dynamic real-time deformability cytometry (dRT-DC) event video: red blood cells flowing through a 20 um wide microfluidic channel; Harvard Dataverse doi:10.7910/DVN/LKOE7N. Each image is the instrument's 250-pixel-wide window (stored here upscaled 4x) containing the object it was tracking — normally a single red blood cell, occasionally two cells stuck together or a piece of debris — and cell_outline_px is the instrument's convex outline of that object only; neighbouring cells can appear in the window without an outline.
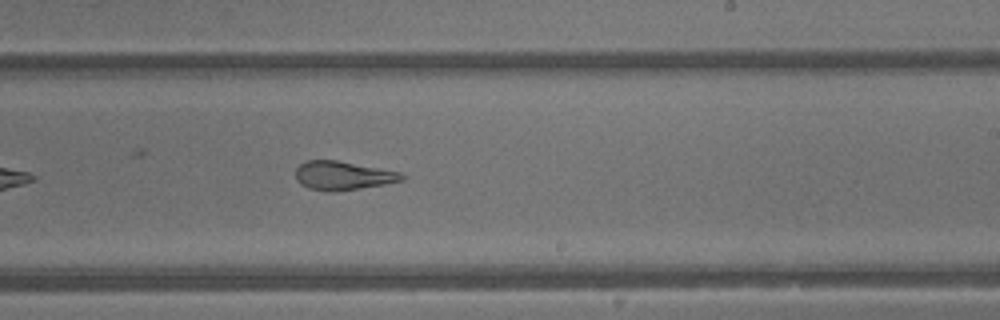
{"species": "common noctule bat (a hibernating species)", "species_latin": "Nyctalus noctula", "temperature_condition": "warm", "stored_images_in_passage": 20, "camera_frame_rate_fps": 3000, "um_per_image_px": 0.085, "animal": {"sex": "male", "body_mass_g": 13.3}, "frame": {"image": 1, "passage_image": 15, "time_ms": 4.667, "image_size_px": [1000, 320], "cell_outline_px": [[404, 180], [384, 184], [360, 188], [332, 192], [328, 192], [308, 188], [300, 184], [296, 180], [296, 168], [304, 160], [336, 160], [380, 168], [400, 172], [404, 176]], "centroid_in_image_um": [29.1, 14.92], "position_along_channel_um": 259.9, "area_um2": 17.8}}